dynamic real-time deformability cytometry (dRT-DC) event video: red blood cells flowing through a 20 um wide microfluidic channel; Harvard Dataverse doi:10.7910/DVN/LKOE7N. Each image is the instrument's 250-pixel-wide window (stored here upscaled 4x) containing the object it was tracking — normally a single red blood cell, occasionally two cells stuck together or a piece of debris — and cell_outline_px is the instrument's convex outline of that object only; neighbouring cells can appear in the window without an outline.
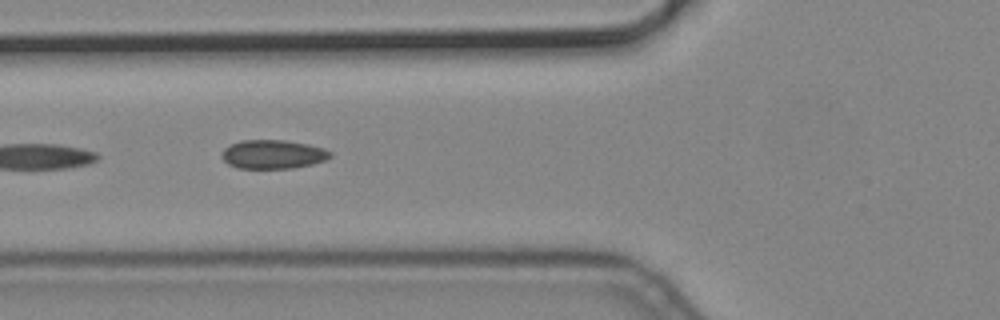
{"species": "common noctule bat (a hibernating species)", "species_latin": "Nyctalus noctula", "temperature_condition": "cold", "stored_images_in_passage": 6, "camera_frame_rate_fps": 3000, "um_per_image_px": 0.085, "animal": {"sex": "male", "body_mass_g": 19.2, "forearm_length_mm": 51.8}, "frame": {"image": 1, "passage_image": 3, "time_ms": 0.667, "image_size_px": [1000, 320], "cell_outline_px": [[332, 156], [324, 160], [312, 164], [292, 168], [236, 168], [228, 164], [220, 156], [224, 148], [240, 140], [284, 140], [308, 144], [324, 148], [332, 152]], "centroid_in_image_um": [23.19, 13.11], "position_along_channel_um": 102.6, "area_um2": 18.26}}
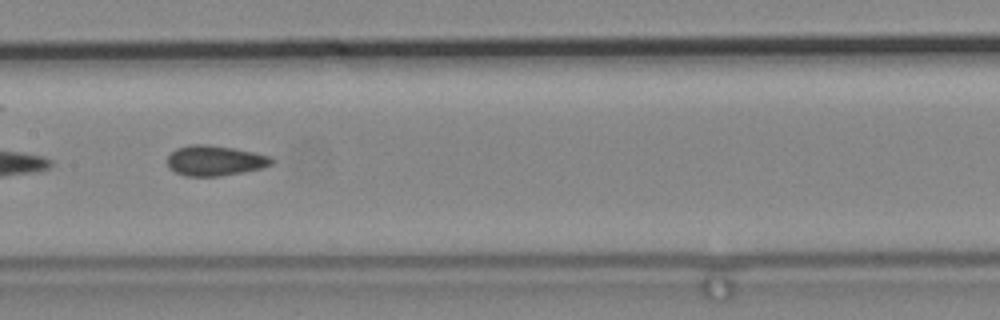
{"frame": {"image": 2, "passage_image": 5, "time_ms": 1.333, "image_size_px": [1000, 320], "cell_outline_px": [[276, 160], [272, 164], [264, 168], [220, 176], [184, 176], [176, 172], [168, 164], [168, 156], [176, 148], [188, 144], [208, 144], [232, 148], [252, 152], [268, 156]], "centroid_in_image_um": [18.28, 13.65], "position_along_channel_um": 189.1, "area_um2": 18.32}}
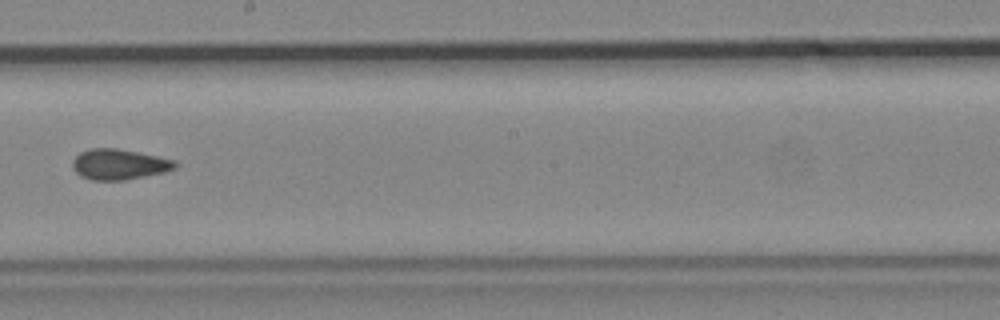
{"frame": {"image": 3, "passage_image": 6, "time_ms": 1.667, "image_size_px": [1000, 320], "cell_outline_px": [[180, 164], [176, 168], [164, 172], [124, 180], [92, 180], [80, 176], [72, 168], [72, 160], [80, 152], [92, 148], [116, 148], [176, 160]], "centroid_in_image_um": [10.12, 13.97], "position_along_channel_um": 238.1, "area_um2": 18.26}}